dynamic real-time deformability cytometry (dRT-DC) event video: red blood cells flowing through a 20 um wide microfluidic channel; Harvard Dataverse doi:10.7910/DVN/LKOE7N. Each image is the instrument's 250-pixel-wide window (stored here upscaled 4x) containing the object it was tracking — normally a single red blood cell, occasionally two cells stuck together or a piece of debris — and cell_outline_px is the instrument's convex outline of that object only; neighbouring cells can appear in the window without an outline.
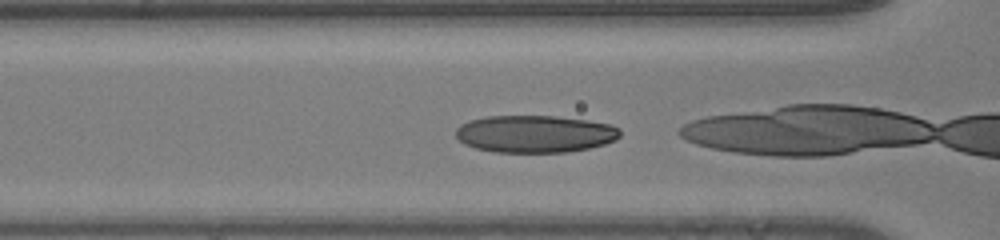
{"species": "human", "species_latin": "Homo sapiens", "temperature_condition": "room temperature", "stored_images_in_passage": 36, "camera_frame_rate_fps": 3000, "um_per_image_px": 0.085, "donor": {"sex": "male"}, "frame": {"image": 1, "passage_image": 14, "time_ms": 4.333, "image_size_px": [1000, 240], "cell_outline_px": [[620, 136], [616, 140], [604, 144], [588, 148], [568, 152], [492, 152], [476, 148], [464, 144], [456, 136], [456, 128], [460, 124], [468, 120], [484, 116], [556, 116], [588, 120], [612, 124], [620, 128]], "centroid_in_image_um": [45.47, 11.37], "position_along_channel_um": 121.1, "area_um2": 36.01}}